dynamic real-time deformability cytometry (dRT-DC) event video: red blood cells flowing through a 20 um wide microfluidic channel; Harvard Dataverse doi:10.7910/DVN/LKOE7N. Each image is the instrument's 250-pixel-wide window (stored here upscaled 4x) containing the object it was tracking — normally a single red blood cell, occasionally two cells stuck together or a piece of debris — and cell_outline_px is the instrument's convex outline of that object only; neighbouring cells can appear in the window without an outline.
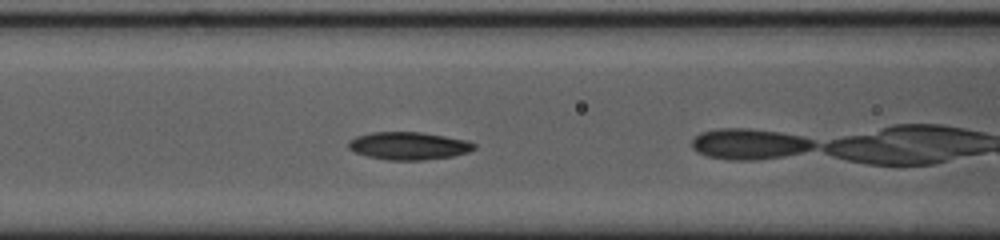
{"species": "common noctule bat (a hibernating species)", "species_latin": "Nyctalus noctula", "temperature_condition": "cold", "stored_images_in_passage": 12, "camera_frame_rate_fps": 3000, "um_per_image_px": 0.085, "animal": {"sex": "female", "body_mass_g": 23.0, "forearm_length_mm": 53.4}, "frame": {"image": 1, "passage_image": 6, "time_ms": 1.667, "image_size_px": [1000, 240], "cell_outline_px": [[476, 148], [468, 152], [452, 156], [424, 160], [388, 160], [368, 156], [356, 152], [348, 148], [348, 140], [356, 136], [372, 132], [420, 132], [468, 140], [476, 144]], "centroid_in_image_um": [34.74, 12.39], "position_along_channel_um": 131.9, "area_um2": 20.29}}